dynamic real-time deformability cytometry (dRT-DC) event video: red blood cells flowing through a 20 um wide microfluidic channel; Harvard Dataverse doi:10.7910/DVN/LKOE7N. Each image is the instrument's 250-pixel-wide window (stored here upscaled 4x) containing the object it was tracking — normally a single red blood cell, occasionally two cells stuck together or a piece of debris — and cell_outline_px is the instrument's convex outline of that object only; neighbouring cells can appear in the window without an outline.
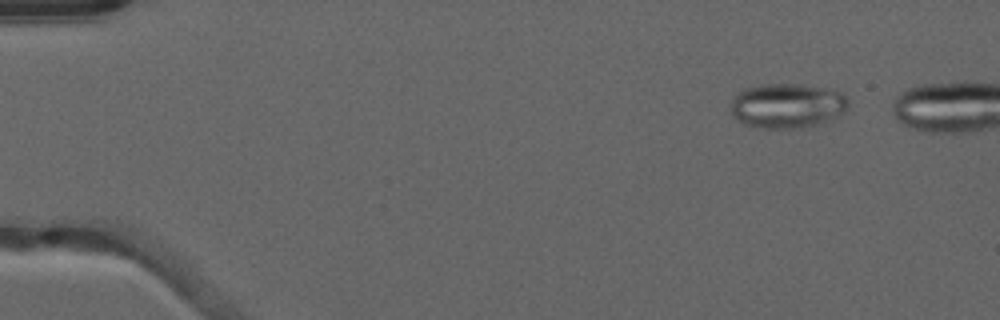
{"species": "common noctule bat (a hibernating species)", "species_latin": "Nyctalus noctula", "temperature_condition": "warm", "stored_images_in_passage": 45, "camera_frame_rate_fps": 3000, "um_per_image_px": 0.085, "animal": {"sex": "male", "forearm_length_mm": 52.5}, "frame": {"image": 1, "passage_image": 4, "time_ms": 1.0, "image_size_px": [1000, 320], "cell_outline_px": [[848, 108], [844, 112], [828, 120], [804, 128], [760, 128], [744, 124], [736, 120], [732, 116], [732, 96], [744, 88], [760, 84], [800, 84], [824, 88], [840, 92], [848, 100]], "centroid_in_image_um": [66.87, 8.98], "position_along_channel_um": 18.1, "area_um2": 30.75}}
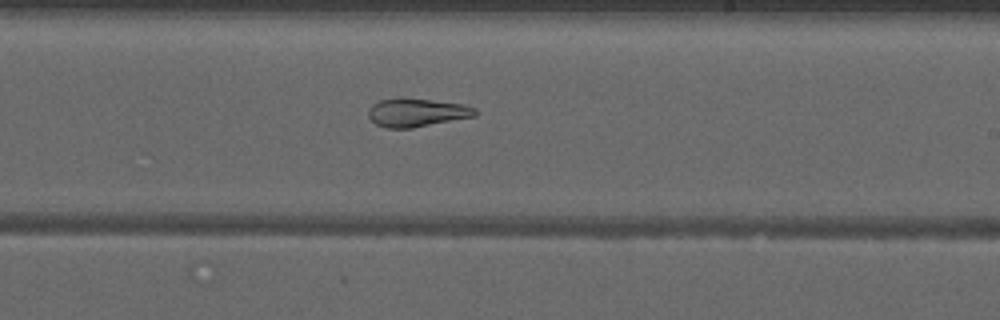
{"frame": {"image": 2, "passage_image": 30, "time_ms": 9.667, "image_size_px": [1000, 320], "cell_outline_px": [[476, 116], [412, 128], [388, 128], [376, 124], [368, 116], [368, 112], [372, 104], [380, 100], [396, 96], [400, 96], [460, 104], [476, 108]], "centroid_in_image_um": [35.38, 9.55], "position_along_channel_um": 253.6, "area_um2": 17.74}}
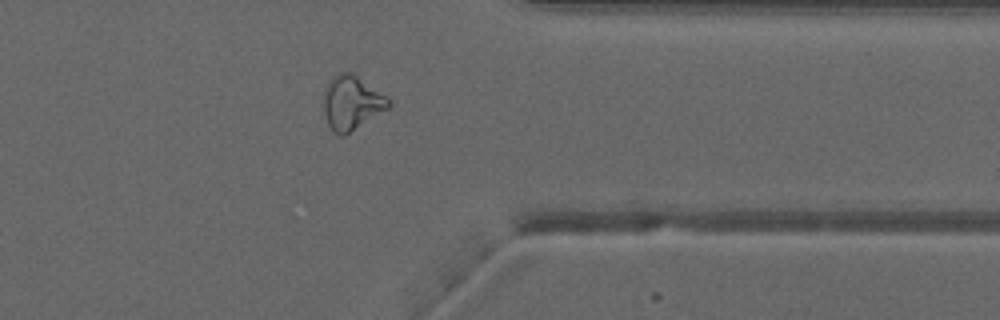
{"frame": {"image": 3, "passage_image": 40, "time_ms": 13.0, "image_size_px": [1000, 320], "cell_outline_px": [[392, 104], [388, 108], [344, 136], [340, 136], [332, 132], [328, 124], [320, 104], [324, 88], [328, 80], [332, 76], [340, 72], [352, 72], [392, 100]], "centroid_in_image_um": [29.83, 8.72], "position_along_channel_um": 381.6, "area_um2": 20.98}, "authors_computed_cell_mechanics": {"area_um2": 21.0392, "velocity_mm_per_s": 4.025, "shape_relaxation_time_tau1_ms": null, "shape_relaxation_time_tau2_ms": 2.2808, "deformation_change_tau1": null, "deformation_change_tau2": 0.0907}}